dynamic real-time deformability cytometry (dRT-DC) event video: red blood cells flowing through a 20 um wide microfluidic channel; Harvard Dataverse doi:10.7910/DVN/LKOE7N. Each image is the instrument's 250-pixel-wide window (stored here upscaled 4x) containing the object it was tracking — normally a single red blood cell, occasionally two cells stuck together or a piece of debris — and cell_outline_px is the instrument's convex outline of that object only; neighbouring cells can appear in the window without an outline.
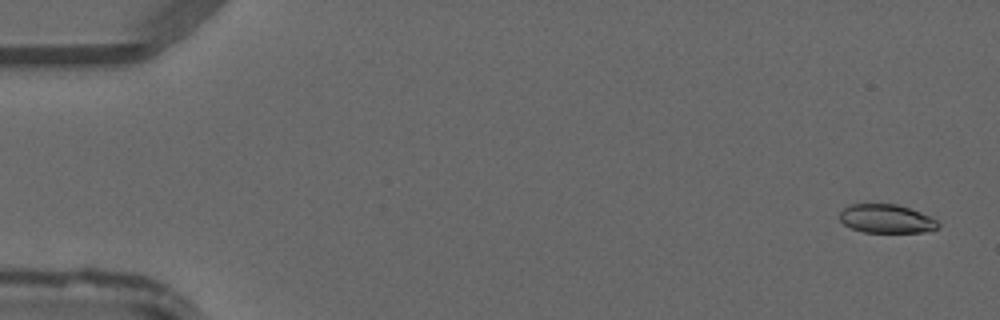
{"species": "common noctule bat (a hibernating species)", "species_latin": "Nyctalus noctula", "temperature_condition": "warm", "stored_images_in_passage": 48, "camera_frame_rate_fps": 3000, "um_per_image_px": 0.085, "animal": {"sex": "male", "forearm_length_mm": 52.5}, "frame": {"image": 1, "passage_image": 2, "time_ms": 0.333, "image_size_px": [1000, 320], "cell_outline_px": [[940, 224], [932, 232], [864, 232], [852, 228], [844, 224], [840, 220], [840, 212], [848, 204], [896, 204], [920, 212], [936, 220]], "centroid_in_image_um": [75.34, 18.6], "position_along_channel_um": 9.7, "area_um2": 16.36}}
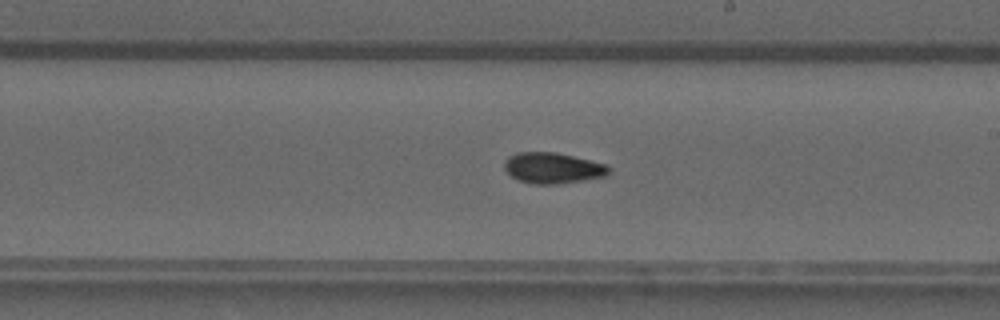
{"frame": {"image": 2, "passage_image": 28, "time_ms": 9.0, "image_size_px": [1000, 320], "cell_outline_px": [[608, 176], [556, 184], [532, 184], [520, 180], [512, 176], [504, 168], [504, 160], [508, 156], [516, 152], [556, 152], [604, 164], [608, 168]], "centroid_in_image_um": [46.93, 14.27], "position_along_channel_um": 242.1, "area_um2": 18.55}}
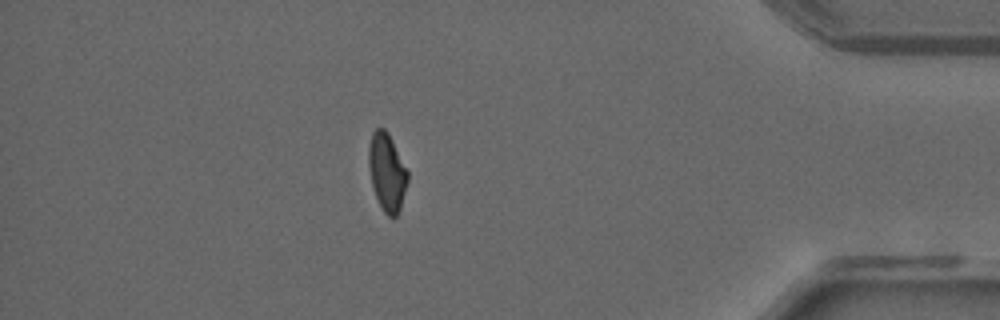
{"frame": {"image": 3, "passage_image": 42, "time_ms": 13.667, "image_size_px": [1000, 320], "cell_outline_px": [[408, 180], [400, 208], [396, 216], [388, 216], [384, 212], [376, 196], [372, 184], [368, 164], [368, 144], [372, 132], [376, 128], [384, 128], [388, 132], [408, 172]], "centroid_in_image_um": [32.87, 14.59], "position_along_channel_um": 402.3, "area_um2": 17.46}}